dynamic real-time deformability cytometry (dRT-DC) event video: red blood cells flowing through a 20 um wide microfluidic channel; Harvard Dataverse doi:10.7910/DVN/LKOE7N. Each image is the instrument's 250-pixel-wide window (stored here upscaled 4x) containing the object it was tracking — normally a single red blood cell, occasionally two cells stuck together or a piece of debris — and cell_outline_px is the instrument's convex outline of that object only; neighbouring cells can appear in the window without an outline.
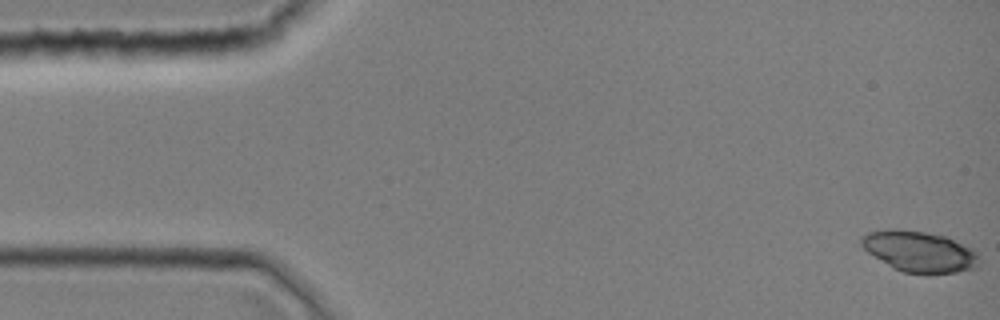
{"species": "common noctule bat (a hibernating species)", "species_latin": "Nyctalus noctula", "temperature_condition": "room temperature", "stored_images_in_passage": 44, "camera_frame_rate_fps": 3000, "um_per_image_px": 0.085, "animal": {"sex": "female", "body_mass_g": 19.0, "forearm_length_mm": 51.5}, "frame": {"image": 1, "passage_image": 1, "time_ms": 0.0, "image_size_px": [1000, 320], "cell_outline_px": [[980, 264], [976, 268], [956, 272], [928, 276], [924, 276], [904, 272], [892, 268], [868, 252], [860, 244], [860, 240], [868, 232], [888, 228], [900, 228], [948, 236], [972, 248], [976, 252]], "centroid_in_image_um": [78.17, 21.4], "position_along_channel_um": 6.8, "area_um2": 28.78}}
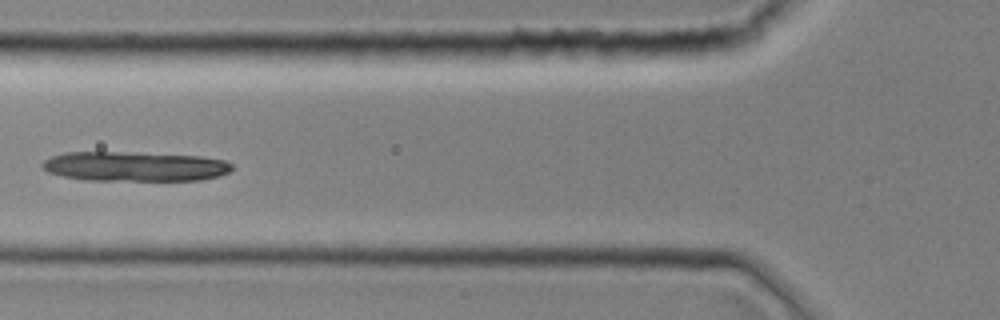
{"frame": {"image": 2, "passage_image": 17, "time_ms": 5.333, "image_size_px": [1000, 320], "cell_outline_px": [[232, 168], [228, 172], [220, 176], [200, 180], [84, 180], [64, 176], [48, 172], [40, 164], [44, 160], [52, 156], [64, 152], [124, 152], [200, 156], [224, 160], [232, 164]], "centroid_in_image_um": [11.44, 14.14], "position_along_channel_um": 114.4, "area_um2": 32.71}}
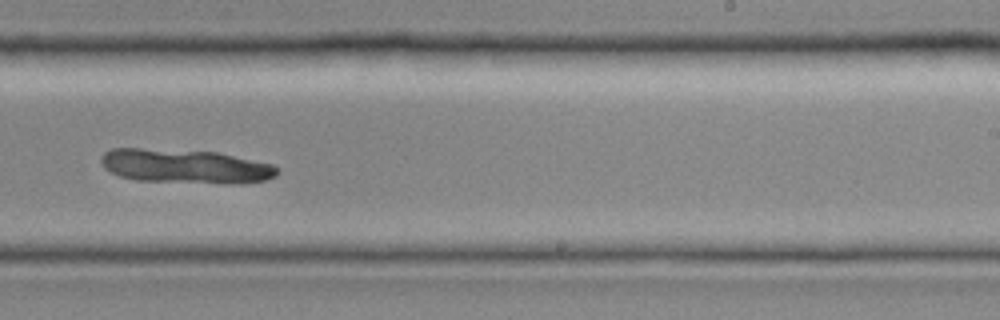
{"frame": {"image": 3, "passage_image": 28, "time_ms": 9.0, "image_size_px": [1000, 320], "cell_outline_px": [[280, 172], [276, 176], [264, 180], [228, 184], [136, 180], [120, 176], [104, 168], [100, 160], [100, 156], [104, 152], [112, 148], [140, 148], [216, 152], [272, 164]], "centroid_in_image_um": [15.71, 14.13], "position_along_channel_um": 273.3, "area_um2": 34.91}}